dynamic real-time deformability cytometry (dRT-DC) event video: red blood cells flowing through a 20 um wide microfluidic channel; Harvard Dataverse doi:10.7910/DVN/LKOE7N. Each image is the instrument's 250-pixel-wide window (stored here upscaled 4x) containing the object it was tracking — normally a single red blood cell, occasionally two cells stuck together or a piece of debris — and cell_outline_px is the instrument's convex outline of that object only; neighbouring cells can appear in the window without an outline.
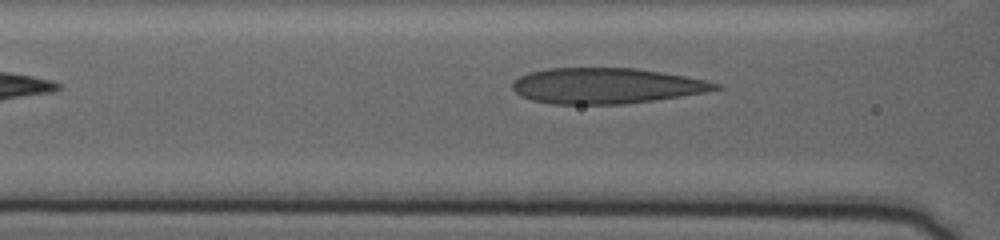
{"species": "human", "species_latin": "Homo sapiens", "temperature_condition": "warm", "stored_images_in_passage": 14, "camera_frame_rate_fps": 3000, "um_per_image_px": 0.085, "donor": {"sex": "female"}, "frame": {"image": 1, "passage_image": 6, "time_ms": 1.667, "image_size_px": [1000, 240], "cell_outline_px": [[724, 88], [704, 92], [680, 96], [624, 104], [552, 104], [532, 100], [520, 96], [512, 88], [512, 84], [520, 76], [528, 72], [548, 68], [636, 68], [684, 76], [704, 80], [720, 84]], "centroid_in_image_um": [51.49, 7.29], "position_along_channel_um": 115.1, "area_um2": 41.96}}
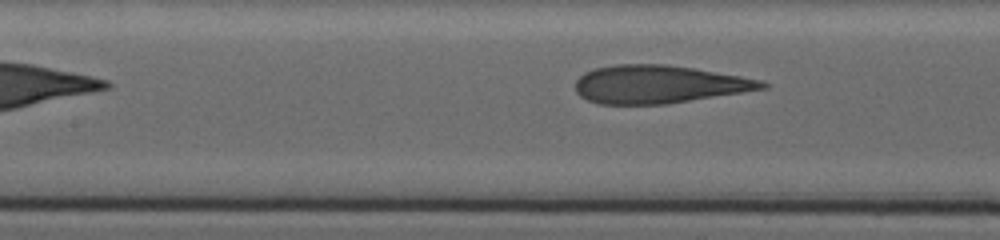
{"frame": {"image": 2, "passage_image": 10, "time_ms": 3.0, "image_size_px": [1000, 240], "cell_outline_px": [[768, 88], [668, 104], [600, 104], [588, 100], [580, 96], [576, 92], [576, 80], [584, 72], [596, 68], [616, 64], [668, 64], [740, 76], [760, 80], [768, 84]], "centroid_in_image_um": [55.97, 7.17], "position_along_channel_um": 151.4, "area_um2": 41.21}}